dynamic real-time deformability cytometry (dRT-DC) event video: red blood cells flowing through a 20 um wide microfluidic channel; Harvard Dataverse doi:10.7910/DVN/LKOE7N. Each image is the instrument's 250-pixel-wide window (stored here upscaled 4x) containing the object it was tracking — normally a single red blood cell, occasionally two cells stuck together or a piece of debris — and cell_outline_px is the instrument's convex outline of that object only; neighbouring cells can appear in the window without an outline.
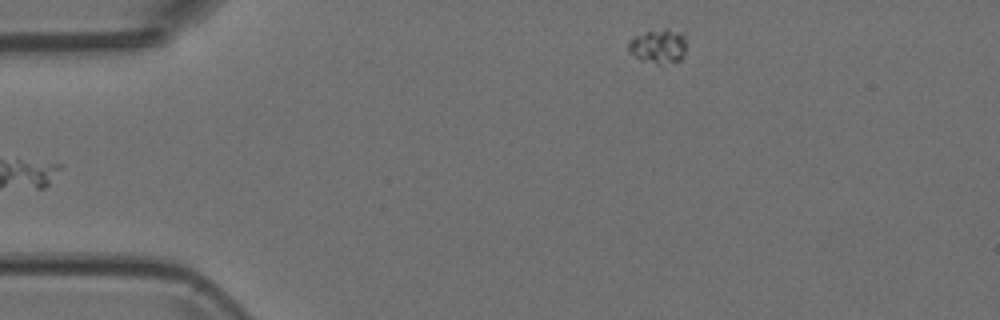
{"species": "Egyptian fruit bat (a non-hibernating species)", "species_latin": "Rousettus aegyptiacus", "temperature_condition": "room temperature", "stored_images_in_passage": 6, "segment_of_instrument_passage": [2, 2], "camera_frame_rate_fps": 3000, "um_per_image_px": 0.085, "animal": {"sex": "female"}, "frame": {"image": 1, "passage_image": 6, "time_ms": 1.667, "image_size_px": [1000, 320], "cell_outline_px": [[684, 52], [680, 60], [660, 64], [640, 60], [628, 52], [628, 40], [636, 36], [648, 32], [684, 32]], "centroid_in_image_um": [55.91, 3.98], "position_along_channel_um": 29.1, "area_um2": 10.92}}